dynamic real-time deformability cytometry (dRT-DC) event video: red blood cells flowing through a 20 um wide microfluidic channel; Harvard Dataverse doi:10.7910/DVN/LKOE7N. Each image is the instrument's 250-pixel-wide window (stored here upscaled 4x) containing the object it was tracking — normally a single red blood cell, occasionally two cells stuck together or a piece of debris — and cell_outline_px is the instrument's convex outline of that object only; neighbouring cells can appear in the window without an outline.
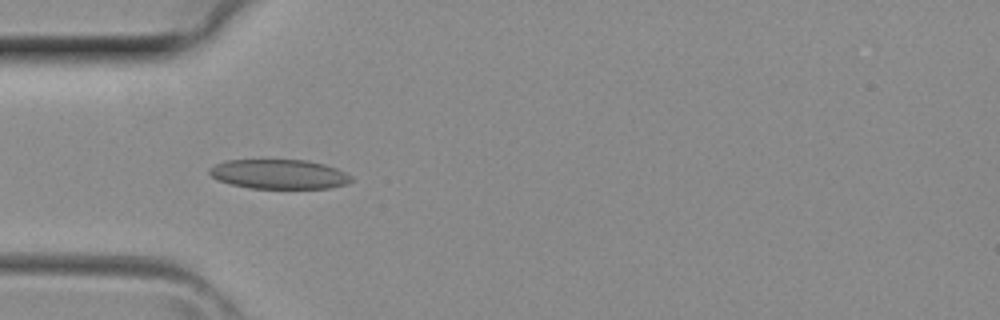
{"species": "common noctule bat (a hibernating species)", "species_latin": "Nyctalus noctula", "temperature_condition": "room temperature", "stored_images_in_passage": 4, "camera_frame_rate_fps": 3000, "um_per_image_px": 0.085, "animal": {"sex": "female", "body_mass_g": 29.2, "forearm_length_mm": 56.3}, "frame": {"image": 1, "passage_image": 4, "time_ms": 1.0, "image_size_px": [1000, 320], "cell_outline_px": [[352, 180], [348, 184], [328, 188], [248, 188], [216, 180], [208, 172], [208, 168], [224, 160], [308, 160], [324, 164], [336, 168], [352, 176]], "centroid_in_image_um": [23.7, 14.8], "position_along_channel_um": 61.3, "area_um2": 24.45}}